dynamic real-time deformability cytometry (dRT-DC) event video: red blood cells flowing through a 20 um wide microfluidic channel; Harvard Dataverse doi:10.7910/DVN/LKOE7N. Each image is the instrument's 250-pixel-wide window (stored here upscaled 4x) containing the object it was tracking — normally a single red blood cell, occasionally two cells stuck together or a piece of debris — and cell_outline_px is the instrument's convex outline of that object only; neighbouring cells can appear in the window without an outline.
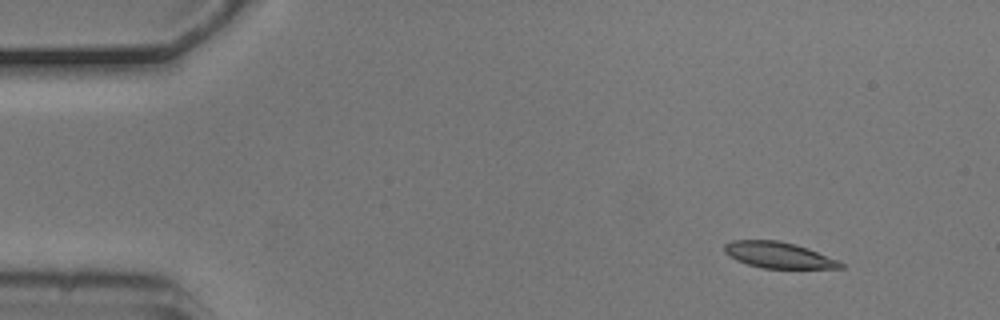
{"species": "common noctule bat (a hibernating species)", "species_latin": "Nyctalus noctula", "temperature_condition": "cold", "stored_images_in_passage": 4, "camera_frame_rate_fps": 3000, "um_per_image_px": 0.085, "animal": {"sex": "male", "body_mass_g": 20.5, "forearm_length_mm": 52.5}, "frame": {"image": 1, "passage_image": 1, "time_ms": 0.0, "image_size_px": [1000, 320], "cell_outline_px": [[844, 268], [764, 268], [748, 264], [736, 260], [724, 252], [724, 244], [732, 240], [780, 240], [796, 244], [808, 248], [836, 260], [844, 264]], "centroid_in_image_um": [66.14, 21.67], "position_along_channel_um": 18.9, "area_um2": 17.51}}
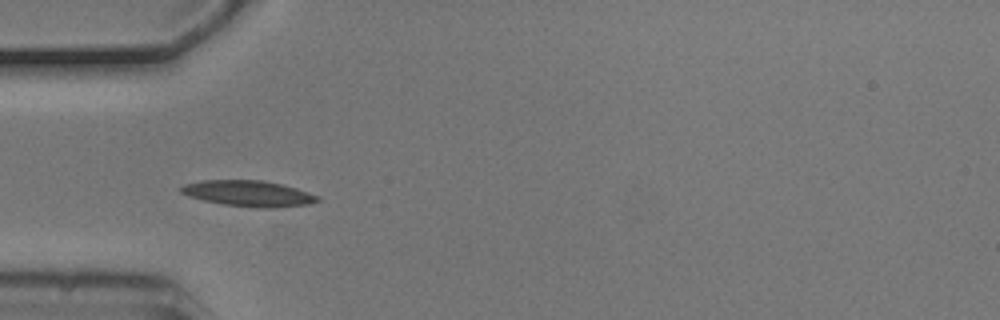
{"frame": {"image": 2, "passage_image": 4, "time_ms": 1.0, "image_size_px": [1000, 320], "cell_outline_px": [[320, 200], [308, 204], [276, 208], [256, 208], [224, 204], [204, 200], [188, 196], [180, 192], [180, 188], [184, 184], [200, 180], [264, 180], [296, 188], [320, 196]], "centroid_in_image_um": [21.13, 16.44], "position_along_channel_um": 63.9, "area_um2": 20.63}}